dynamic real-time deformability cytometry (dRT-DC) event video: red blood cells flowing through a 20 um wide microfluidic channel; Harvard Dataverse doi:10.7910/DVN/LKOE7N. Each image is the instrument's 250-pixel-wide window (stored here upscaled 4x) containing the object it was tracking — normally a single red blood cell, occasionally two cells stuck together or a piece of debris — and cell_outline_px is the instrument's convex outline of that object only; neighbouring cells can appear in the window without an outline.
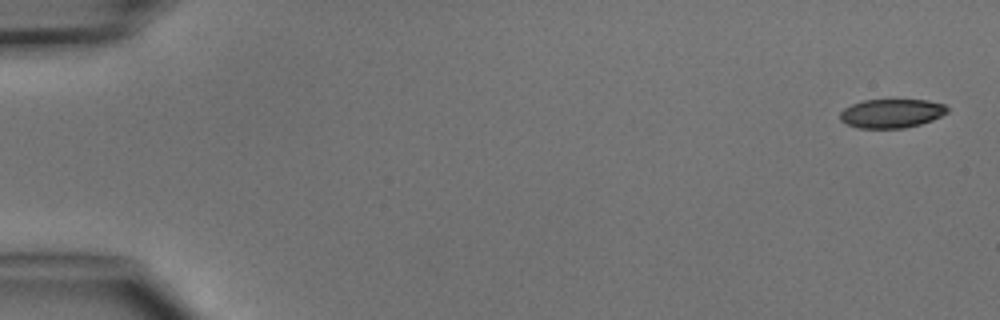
{"species": "common noctule bat (a hibernating species)", "species_latin": "Nyctalus noctula", "temperature_condition": "cold", "stored_images_in_passage": 4, "camera_frame_rate_fps": 3000, "um_per_image_px": 0.085, "animal": {"sex": "male", "body_mass_g": 15.6}, "frame": {"image": 1, "passage_image": 1, "time_ms": 0.0, "image_size_px": [1000, 320], "cell_outline_px": [[948, 112], [932, 120], [920, 124], [904, 128], [856, 128], [840, 120], [840, 112], [844, 108], [852, 104], [864, 100], [928, 100], [944, 104], [948, 108]], "centroid_in_image_um": [75.77, 9.64], "position_along_channel_um": 9.2, "area_um2": 18.03}}